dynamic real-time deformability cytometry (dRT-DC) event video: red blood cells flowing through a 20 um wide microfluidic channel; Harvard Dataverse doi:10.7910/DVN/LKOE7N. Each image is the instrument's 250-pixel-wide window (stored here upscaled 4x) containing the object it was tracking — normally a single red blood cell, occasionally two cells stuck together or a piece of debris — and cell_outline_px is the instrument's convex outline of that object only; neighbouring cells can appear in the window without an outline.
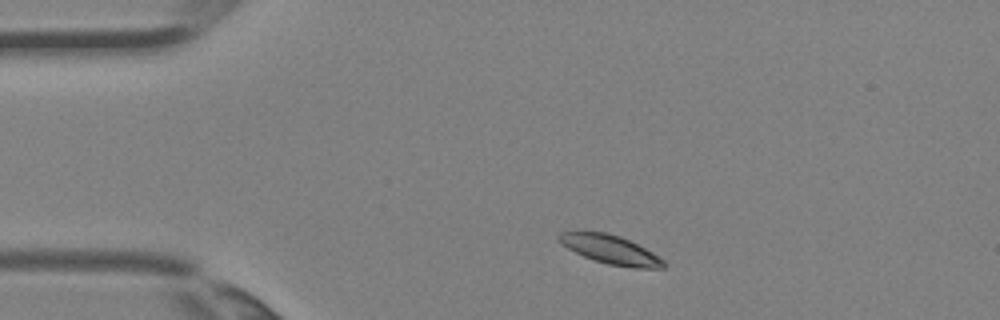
{"species": "Egyptian fruit bat (a non-hibernating species)", "species_latin": "Rousettus aegyptiacus", "temperature_condition": "room temperature", "stored_images_in_passage": 2, "camera_frame_rate_fps": 3000, "um_per_image_px": 0.085, "animal": {"sex": "female"}, "frame": {"image": 1, "passage_image": 1, "time_ms": 0.0, "image_size_px": [1000, 320], "cell_outline_px": [[668, 264], [664, 268], [636, 268], [608, 264], [584, 256], [560, 244], [556, 240], [556, 236], [560, 232], [608, 232], [620, 236], [652, 252], [664, 260]], "centroid_in_image_um": [51.88, 21.21], "position_along_channel_um": 33.1, "area_um2": 17.46}}